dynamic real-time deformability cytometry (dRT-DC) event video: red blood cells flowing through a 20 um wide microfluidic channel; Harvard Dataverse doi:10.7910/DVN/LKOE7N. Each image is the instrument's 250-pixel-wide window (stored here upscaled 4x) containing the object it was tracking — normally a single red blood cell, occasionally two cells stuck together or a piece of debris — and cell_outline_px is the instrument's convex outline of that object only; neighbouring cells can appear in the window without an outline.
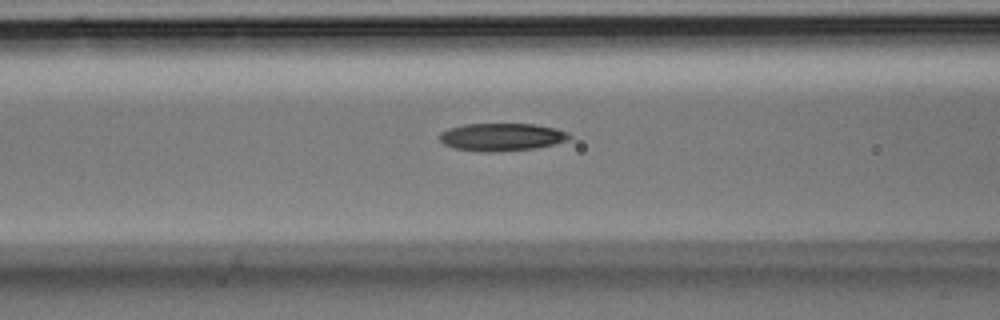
{"species": "Egyptian fruit bat (a non-hibernating species)", "species_latin": "Rousettus aegyptiacus", "temperature_condition": "room temperature", "stored_images_in_passage": 33, "camera_frame_rate_fps": 3000, "um_per_image_px": 0.085, "animal": {"sex": "male"}, "frame": {"image": 1, "passage_image": 11, "time_ms": 3.333, "image_size_px": [1000, 320], "cell_outline_px": [[572, 136], [568, 140], [536, 148], [500, 152], [480, 152], [452, 148], [444, 144], [440, 140], [440, 132], [448, 128], [464, 124], [532, 124], [556, 128], [568, 132]], "centroid_in_image_um": [42.62, 11.65], "position_along_channel_um": 124.0, "area_um2": 21.15}}
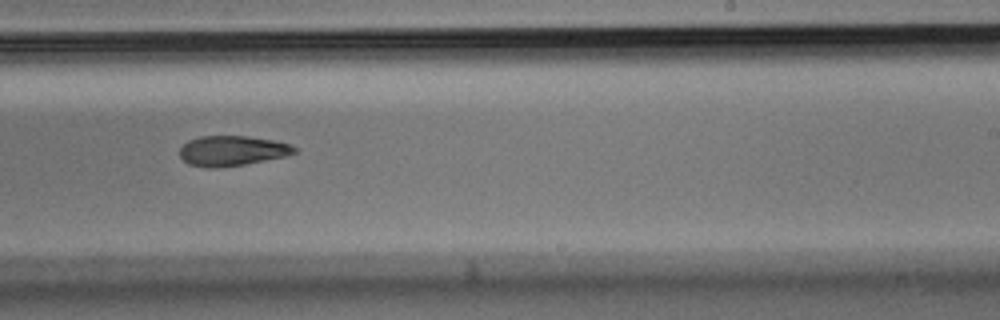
{"frame": {"image": 2, "passage_image": 19, "time_ms": 6.0, "image_size_px": [1000, 320], "cell_outline_px": [[296, 152], [284, 156], [244, 164], [216, 168], [208, 168], [188, 164], [180, 156], [180, 148], [188, 140], [200, 136], [248, 136], [272, 140], [288, 144], [296, 148]], "centroid_in_image_um": [19.68, 12.81], "position_along_channel_um": 269.3, "area_um2": 19.88}}
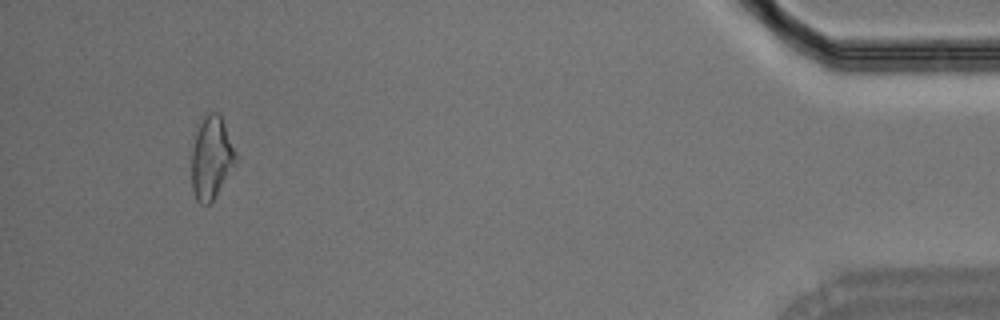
{"frame": {"image": 3, "passage_image": 31, "time_ms": 10.0, "image_size_px": [1000, 320], "cell_outline_px": [[236, 164], [212, 200], [208, 204], [200, 204], [196, 200], [192, 192], [192, 148], [196, 124], [208, 112], [220, 112], [236, 156]], "centroid_in_image_um": [17.93, 13.37], "position_along_channel_um": 417.3, "area_um2": 21.33}}